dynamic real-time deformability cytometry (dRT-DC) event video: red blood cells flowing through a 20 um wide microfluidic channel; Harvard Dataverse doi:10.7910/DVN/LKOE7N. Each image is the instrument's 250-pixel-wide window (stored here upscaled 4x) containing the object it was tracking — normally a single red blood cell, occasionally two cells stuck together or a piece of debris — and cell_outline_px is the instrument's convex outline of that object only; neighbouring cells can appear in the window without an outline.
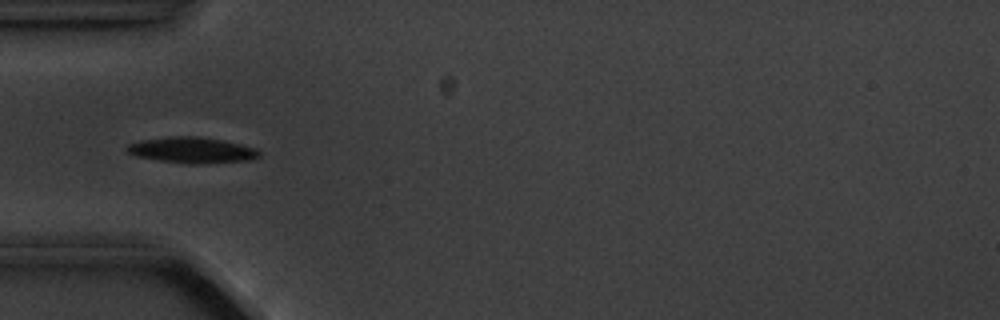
{"species": "common noctule bat (a hibernating species)", "species_latin": "Nyctalus noctula", "temperature_condition": "cold", "stored_images_in_passage": 6, "camera_frame_rate_fps": 3000, "um_per_image_px": 0.085, "animal": {"sex": "male", "body_mass_g": 20.1, "forearm_length_mm": 53.5}, "frame": {"image": 1, "passage_image": 5, "time_ms": 5.0, "image_size_px": [1000, 320], "cell_outline_px": [[260, 156], [248, 160], [196, 164], [188, 164], [160, 160], [136, 156], [128, 152], [124, 148], [128, 144], [140, 140], [168, 136], [200, 136], [224, 140], [256, 148], [260, 152]], "centroid_in_image_um": [16.3, 12.75], "position_along_channel_um": 68.7, "area_um2": 20.0}}